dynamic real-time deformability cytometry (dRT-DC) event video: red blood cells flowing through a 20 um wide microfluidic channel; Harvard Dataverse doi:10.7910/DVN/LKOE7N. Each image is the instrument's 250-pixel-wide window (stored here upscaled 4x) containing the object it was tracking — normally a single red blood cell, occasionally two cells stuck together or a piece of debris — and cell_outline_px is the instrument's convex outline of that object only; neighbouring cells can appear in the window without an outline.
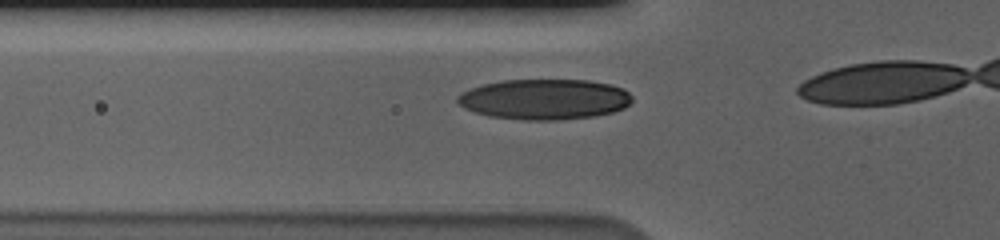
{"species": "human", "species_latin": "Homo sapiens", "temperature_condition": "cold", "stored_images_in_passage": 18, "camera_frame_rate_fps": 3000, "um_per_image_px": 0.085, "donor": {"sex": "male"}, "frame": {"image": 1, "passage_image": 13, "time_ms": 4.0, "image_size_px": [1000, 240], "cell_outline_px": [[632, 100], [624, 108], [612, 112], [592, 116], [560, 120], [524, 120], [488, 116], [464, 108], [456, 100], [456, 96], [460, 92], [484, 84], [500, 80], [588, 80], [612, 84], [624, 88], [632, 96]], "centroid_in_image_um": [46.28, 8.43], "position_along_channel_um": 79.5, "area_um2": 41.33}}
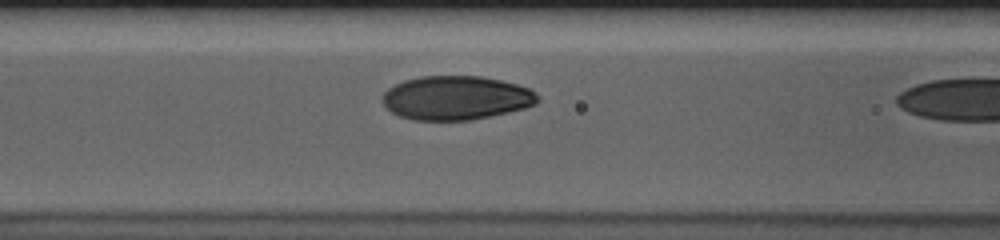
{"frame": {"image": 2, "passage_image": 17, "time_ms": 5.333, "image_size_px": [1000, 240], "cell_outline_px": [[540, 100], [536, 104], [524, 108], [508, 112], [468, 120], [412, 120], [400, 116], [392, 112], [380, 100], [380, 96], [388, 88], [404, 80], [420, 76], [480, 76], [500, 80], [516, 84], [528, 88], [536, 92], [540, 96]], "centroid_in_image_um": [38.75, 8.31], "position_along_channel_um": 127.8, "area_um2": 39.82}}